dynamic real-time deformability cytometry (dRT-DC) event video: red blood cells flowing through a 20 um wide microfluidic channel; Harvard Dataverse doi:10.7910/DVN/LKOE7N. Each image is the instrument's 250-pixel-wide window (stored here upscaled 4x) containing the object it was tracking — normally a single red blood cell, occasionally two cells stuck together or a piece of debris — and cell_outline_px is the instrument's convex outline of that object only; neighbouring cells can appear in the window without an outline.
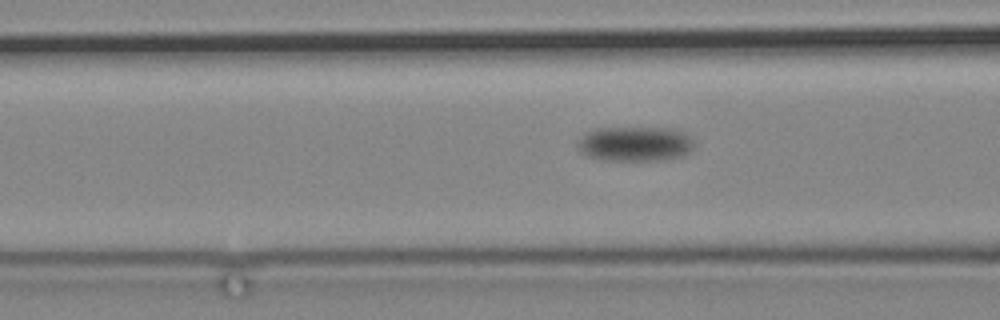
{"species": "common noctule bat (a hibernating species)", "species_latin": "Nyctalus noctula", "temperature_condition": "cold", "stored_images_in_passage": 60, "camera_frame_rate_fps": 3000, "um_per_image_px": 0.085, "animal": {"sex": "male", "body_mass_g": 19.2, "forearm_length_mm": 51.8}, "frame": {"image": 1, "passage_image": 14, "time_ms": 4.333, "image_size_px": [1000, 320], "cell_outline_px": [[696, 144], [688, 152], [680, 156], [656, 160], [604, 160], [588, 156], [580, 152], [576, 144], [584, 132], [592, 128], [676, 128], [684, 132]], "centroid_in_image_um": [53.94, 12.21], "position_along_channel_um": 112.7, "area_um2": 23.76}}
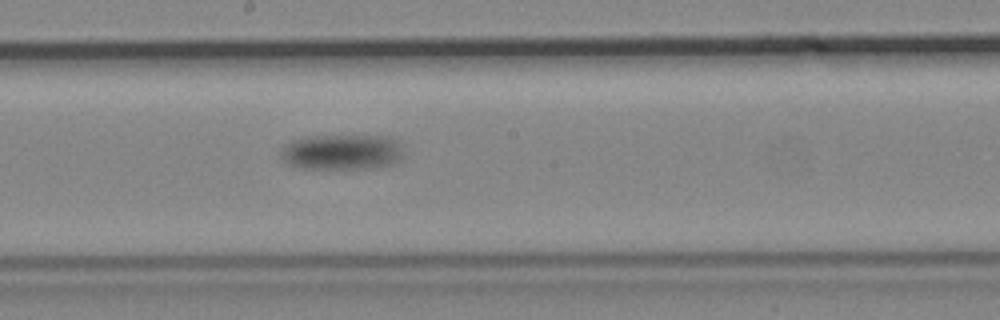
{"frame": {"image": 2, "passage_image": 26, "time_ms": 8.333, "image_size_px": [1000, 320], "cell_outline_px": [[404, 156], [396, 164], [376, 168], [304, 168], [288, 164], [280, 156], [284, 148], [292, 140], [308, 136], [392, 136], [400, 144]], "centroid_in_image_um": [29.15, 12.92], "position_along_channel_um": 219.1, "area_um2": 25.43}}
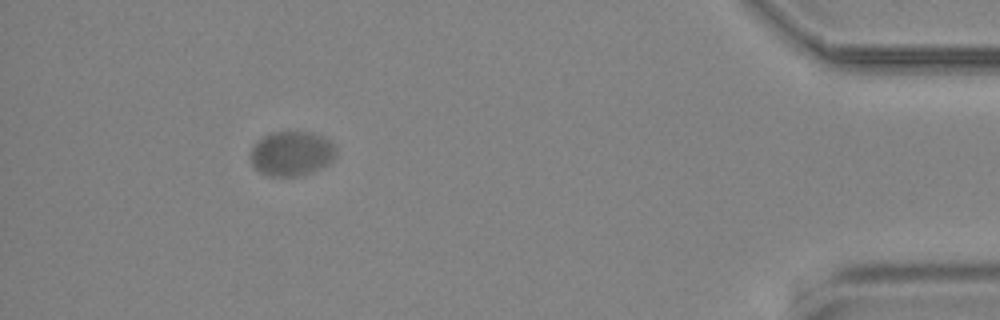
{"frame": {"image": 3, "passage_image": 54, "time_ms": 17.667, "image_size_px": [1000, 320], "cell_outline_px": [[336, 156], [324, 168], [312, 172], [296, 176], [272, 176], [260, 172], [252, 164], [248, 156], [248, 152], [252, 144], [256, 140], [272, 132], [312, 132], [324, 136], [332, 140], [336, 148]], "centroid_in_image_um": [24.78, 13.04], "position_along_channel_um": 410.4, "area_um2": 22.83}}